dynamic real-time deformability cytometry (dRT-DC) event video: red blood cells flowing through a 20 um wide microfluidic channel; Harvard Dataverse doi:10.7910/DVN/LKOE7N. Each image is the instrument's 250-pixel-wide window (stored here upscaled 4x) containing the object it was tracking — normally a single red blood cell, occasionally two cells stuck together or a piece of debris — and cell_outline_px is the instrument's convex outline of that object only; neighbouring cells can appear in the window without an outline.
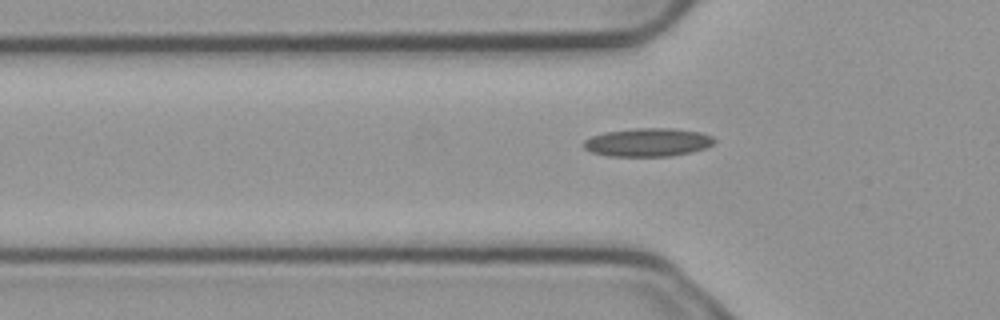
{"species": "common noctule bat (a hibernating species)", "species_latin": "Nyctalus noctula", "temperature_condition": "cold", "stored_images_in_passage": 5, "camera_frame_rate_fps": 3000, "um_per_image_px": 0.085, "animal": {"sex": "male", "body_mass_g": 23.1, "forearm_length_mm": 52.7}, "frame": {"image": 1, "passage_image": 5, "time_ms": 1.333, "image_size_px": [1000, 320], "cell_outline_px": [[716, 140], [712, 144], [704, 148], [692, 152], [672, 156], [608, 156], [592, 152], [584, 148], [584, 140], [592, 136], [604, 132], [636, 128], [672, 128], [700, 132], [712, 136]], "centroid_in_image_um": [55.07, 12.09], "position_along_channel_um": 70.7, "area_um2": 21.56}}